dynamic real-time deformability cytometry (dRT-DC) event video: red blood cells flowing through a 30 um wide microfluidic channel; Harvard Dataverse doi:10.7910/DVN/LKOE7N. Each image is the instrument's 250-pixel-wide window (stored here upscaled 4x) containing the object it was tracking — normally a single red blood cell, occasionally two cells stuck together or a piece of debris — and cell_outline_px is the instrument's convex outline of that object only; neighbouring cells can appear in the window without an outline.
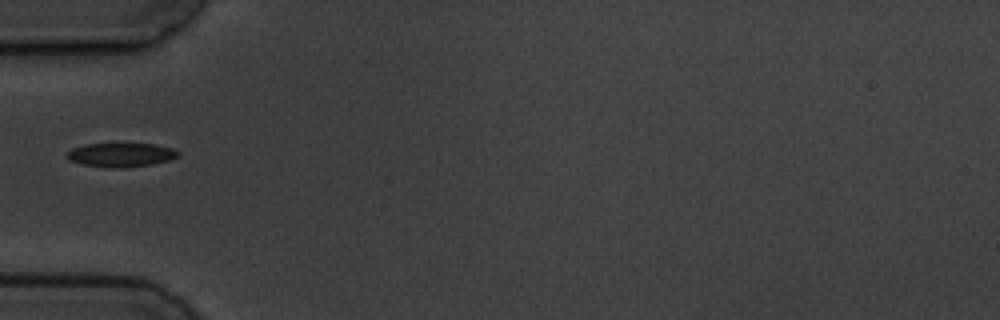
{"species": "common noctule bat (a hibernating species)", "species_latin": "Nyctalus noctula", "temperature_condition": "cold", "stored_images_in_passage": 1, "camera_frame_rate_fps": 3000, "um_per_image_px": 0.085, "animal": {"sex": "male", "body_mass_g": 19.5, "forearm_length_mm": 54.6}, "frame": {"image": 1, "passage_image": 1, "time_ms": 0.0, "image_size_px": [1000, 320], "cell_outline_px": [[180, 152], [176, 156], [168, 160], [152, 164], [124, 168], [108, 168], [80, 164], [68, 160], [64, 156], [72, 148], [84, 144], [156, 144], [172, 148]], "centroid_in_image_um": [10.22, 13.17], "position_along_channel_um": 74.8, "area_um2": 15.61}}